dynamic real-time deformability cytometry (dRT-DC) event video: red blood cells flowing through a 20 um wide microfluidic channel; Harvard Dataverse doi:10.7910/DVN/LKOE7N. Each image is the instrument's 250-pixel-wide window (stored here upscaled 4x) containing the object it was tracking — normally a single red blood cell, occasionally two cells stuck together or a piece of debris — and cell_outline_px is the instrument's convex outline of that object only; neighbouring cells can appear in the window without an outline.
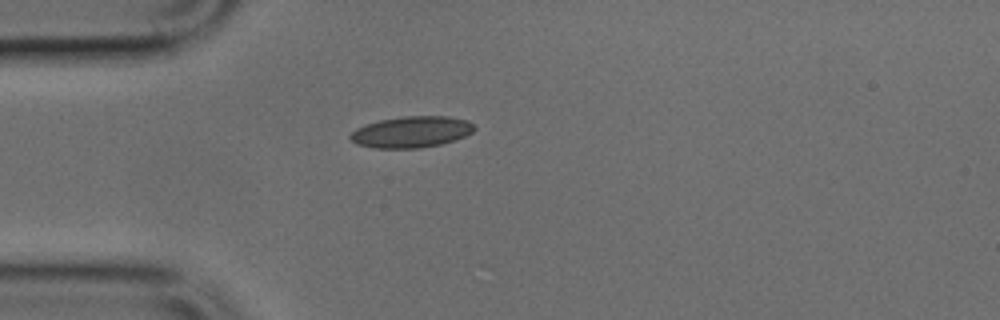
{"species": "common noctule bat (a hibernating species)", "species_latin": "Nyctalus noctula", "temperature_condition": "cold", "stored_images_in_passage": 1, "camera_frame_rate_fps": 3000, "um_per_image_px": 0.085, "animal": {"sex": "male", "body_mass_g": 17.9, "forearm_length_mm": 54.2}, "frame": {"image": 1, "passage_image": 1, "time_ms": 0.0, "image_size_px": [1000, 320], "cell_outline_px": [[476, 128], [472, 132], [456, 140], [440, 144], [420, 148], [372, 148], [356, 144], [348, 136], [356, 128], [380, 120], [404, 116], [448, 116], [468, 120]], "centroid_in_image_um": [34.97, 11.22], "position_along_channel_um": 50.0, "area_um2": 22.6}}